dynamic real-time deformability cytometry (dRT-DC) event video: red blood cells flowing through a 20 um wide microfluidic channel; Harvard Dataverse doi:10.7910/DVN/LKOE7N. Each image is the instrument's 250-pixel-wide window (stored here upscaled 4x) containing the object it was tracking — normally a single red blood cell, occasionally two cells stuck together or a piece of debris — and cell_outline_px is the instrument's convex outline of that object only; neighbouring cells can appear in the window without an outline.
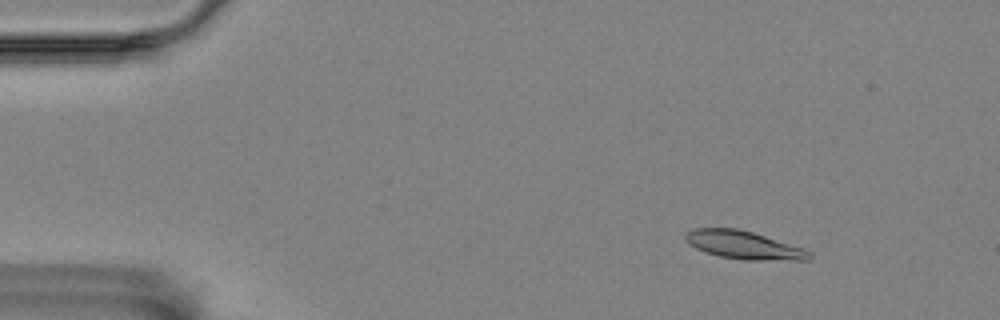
{"species": "Egyptian fruit bat (a non-hibernating species)", "species_latin": "Rousettus aegyptiacus", "temperature_condition": "room temperature", "stored_images_in_passage": 51, "camera_frame_rate_fps": 3000, "um_per_image_px": 0.085, "animal": {"sex": "female"}, "frame": {"image": 1, "passage_image": 1, "time_ms": 0.0, "image_size_px": [1000, 320], "cell_outline_px": [[812, 256], [808, 260], [744, 260], [720, 256], [704, 252], [688, 244], [684, 240], [684, 236], [692, 228], [736, 228], [752, 232], [804, 248], [812, 252]], "centroid_in_image_um": [63.21, 20.83], "position_along_channel_um": 21.8, "area_um2": 20.35}}
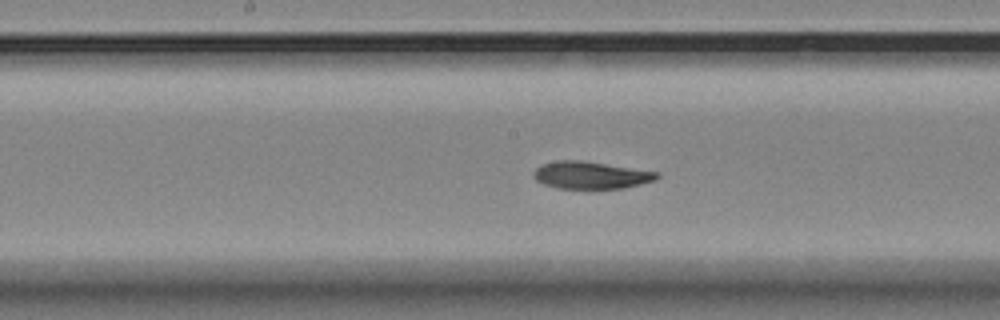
{"frame": {"image": 2, "passage_image": 23, "time_ms": 7.333, "image_size_px": [1000, 320], "cell_outline_px": [[660, 176], [656, 180], [624, 188], [556, 188], [544, 184], [536, 180], [532, 176], [532, 172], [540, 164], [556, 160], [584, 160], [660, 172]], "centroid_in_image_um": [50.21, 14.87], "position_along_channel_um": 198.0, "area_um2": 19.88}}
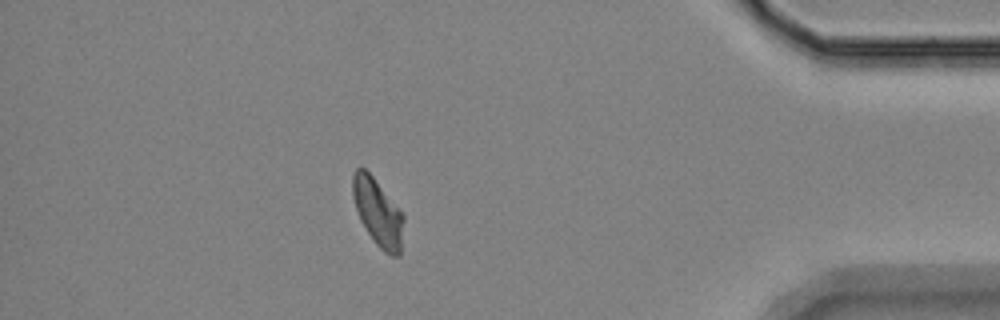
{"frame": {"image": 3, "passage_image": 44, "time_ms": 14.333, "image_size_px": [1000, 320], "cell_outline_px": [[404, 220], [400, 256], [388, 256], [376, 244], [360, 220], [352, 196], [352, 176], [356, 168], [364, 168], [372, 176], [404, 216]], "centroid_in_image_um": [32.11, 18.09], "position_along_channel_um": 403.1, "area_um2": 19.65}, "authors_computed_cell_mechanics": {"area_um2": 19.9988, "velocity_mm_per_s": 3.5036, "shape_relaxation_time_tau1_ms": 5.2594, "shape_relaxation_time_tau2_ms": 2.7445, "deformation_change_tau1": 0.1475, "deformation_change_tau2": 0.0708}}